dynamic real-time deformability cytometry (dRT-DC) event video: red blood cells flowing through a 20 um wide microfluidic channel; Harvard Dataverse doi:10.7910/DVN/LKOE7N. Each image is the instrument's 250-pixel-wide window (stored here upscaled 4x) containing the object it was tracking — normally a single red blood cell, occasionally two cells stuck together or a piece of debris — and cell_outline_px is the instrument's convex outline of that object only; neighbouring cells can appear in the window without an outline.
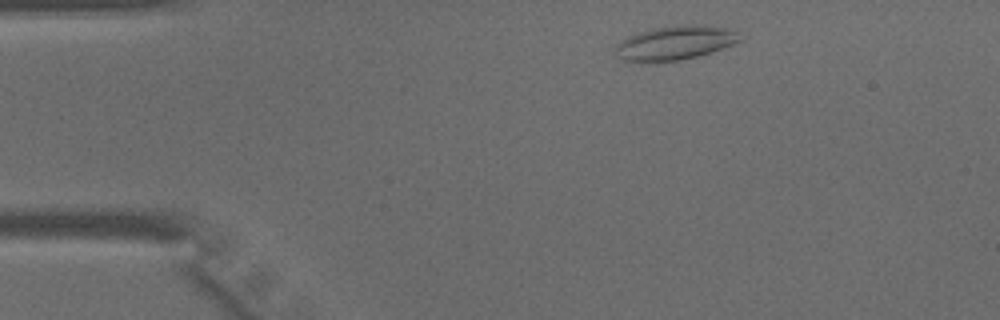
{"species": "common noctule bat (a hibernating species)", "species_latin": "Nyctalus noctula", "temperature_condition": "warm", "stored_images_in_passage": 38, "camera_frame_rate_fps": 3000, "um_per_image_px": 0.085, "animal": {"sex": "male", "body_mass_g": 15.6}, "frame": {"image": 1, "passage_image": 1, "time_ms": 0.0, "image_size_px": [1000, 320], "cell_outline_px": [[740, 40], [732, 44], [712, 52], [680, 60], [624, 60], [612, 56], [612, 48], [620, 40], [636, 32], [652, 28], [676, 24], [692, 24], [736, 28]], "centroid_in_image_um": [57.33, 3.6], "position_along_channel_um": 27.7, "area_um2": 24.91}}
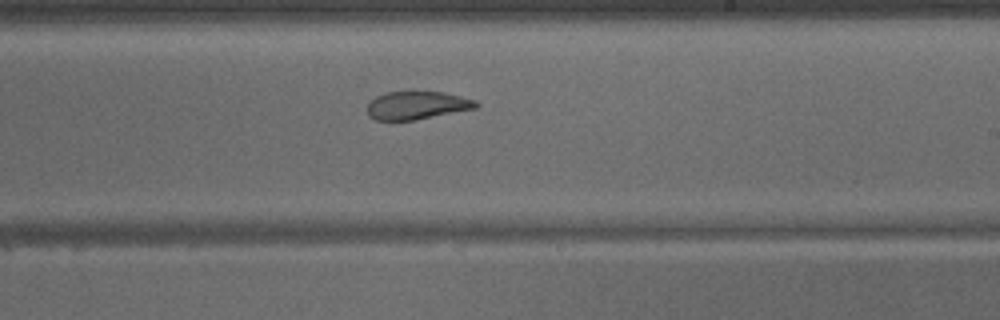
{"frame": {"image": 2, "passage_image": 20, "time_ms": 6.333, "image_size_px": [1000, 320], "cell_outline_px": [[480, 104], [476, 108], [416, 120], [376, 120], [368, 116], [368, 104], [376, 96], [388, 92], [444, 92], [476, 100]], "centroid_in_image_um": [35.46, 8.96], "position_along_channel_um": 253.5, "area_um2": 17.69}}
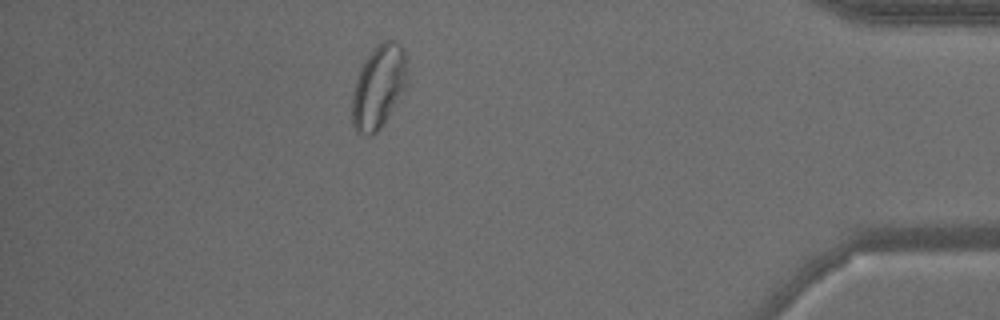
{"frame": {"image": 3, "passage_image": 33, "time_ms": 10.667, "image_size_px": [1000, 320], "cell_outline_px": [[408, 84], [380, 128], [372, 136], [368, 136], [356, 132], [352, 124], [352, 92], [360, 68], [364, 60], [372, 48], [376, 44], [384, 40], [392, 40], [400, 44], [404, 52]], "centroid_in_image_um": [32.16, 7.36], "position_along_channel_um": 403.0, "area_um2": 26.88}}